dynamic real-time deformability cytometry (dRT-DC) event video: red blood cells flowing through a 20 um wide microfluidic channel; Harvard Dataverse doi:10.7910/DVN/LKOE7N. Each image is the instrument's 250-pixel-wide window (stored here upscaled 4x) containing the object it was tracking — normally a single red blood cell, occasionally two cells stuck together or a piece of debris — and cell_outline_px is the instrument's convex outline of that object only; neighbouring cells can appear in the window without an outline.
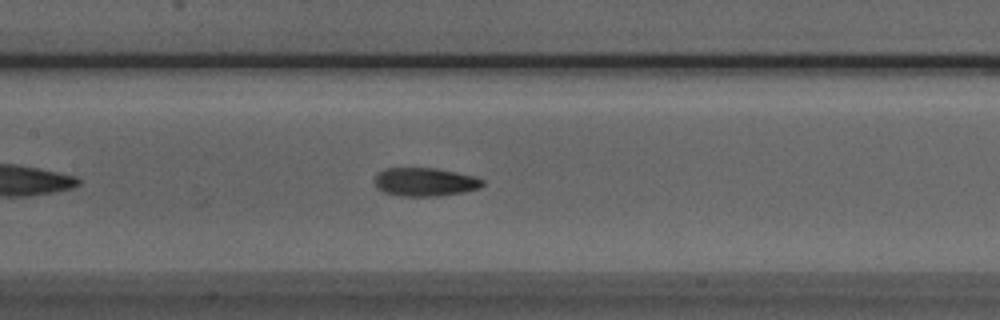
{"species": "Egyptian fruit bat (a non-hibernating species)", "species_latin": "Rousettus aegyptiacus", "temperature_condition": "room temperature", "stored_images_in_passage": 42, "segment_of_instrument_passage": [1, 2], "camera_frame_rate_fps": 3000, "um_per_image_px": 0.085, "animal": {"sex": "male"}, "frame": {"image": 1, "passage_image": 13, "time_ms": 4.0, "image_size_px": [1000, 320], "cell_outline_px": [[484, 184], [480, 188], [464, 192], [440, 196], [400, 196], [384, 192], [376, 188], [376, 176], [384, 168], [436, 168], [472, 176], [484, 180]], "centroid_in_image_um": [36.13, 15.47], "position_along_channel_um": 171.3, "area_um2": 17.8}}
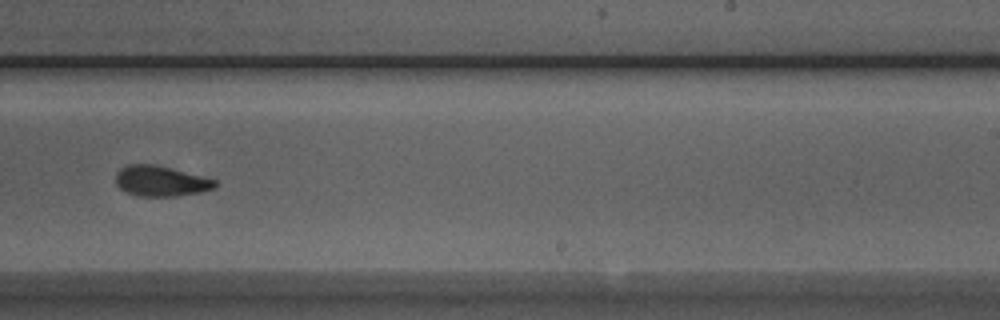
{"frame": {"image": 2, "passage_image": 21, "time_ms": 6.667, "image_size_px": [1000, 320], "cell_outline_px": [[216, 188], [200, 192], [176, 196], [136, 196], [124, 192], [116, 184], [116, 172], [120, 168], [128, 164], [152, 164], [172, 168], [216, 180]], "centroid_in_image_um": [13.63, 15.39], "position_along_channel_um": 275.4, "area_um2": 17.69}}
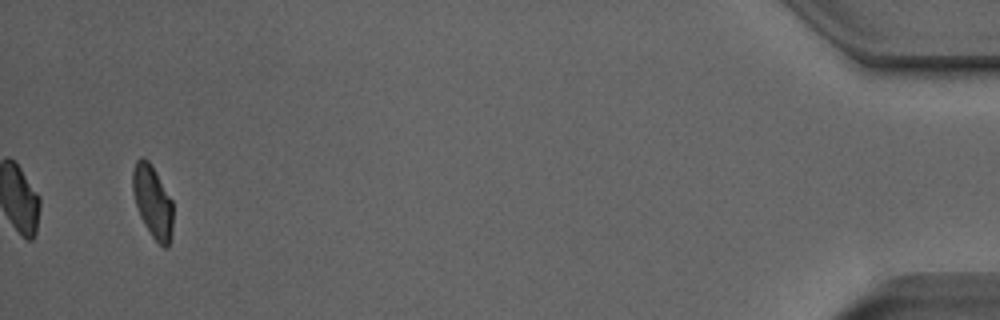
{"frame": {"image": 3, "passage_image": 39, "time_ms": 12.667, "image_size_px": [1000, 320], "cell_outline_px": [[172, 232], [168, 248], [164, 248], [152, 236], [144, 224], [140, 216], [136, 204], [132, 188], [132, 172], [136, 160], [140, 156], [144, 156], [152, 164], [172, 200]], "centroid_in_image_um": [12.97, 17.1], "position_along_channel_um": 422.2, "area_um2": 17.05}}